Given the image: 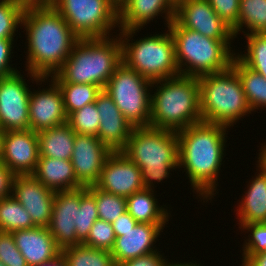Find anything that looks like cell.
Returning <instances> with one entry per match:
<instances>
[{
    "instance_id": "6da1fadb",
    "label": "cell",
    "mask_w": 266,
    "mask_h": 266,
    "mask_svg": "<svg viewBox=\"0 0 266 266\" xmlns=\"http://www.w3.org/2000/svg\"><path fill=\"white\" fill-rule=\"evenodd\" d=\"M21 26L28 40L25 71L31 81L44 84L63 66L80 38L53 7L24 10Z\"/></svg>"
},
{
    "instance_id": "7a4b0ae2",
    "label": "cell",
    "mask_w": 266,
    "mask_h": 266,
    "mask_svg": "<svg viewBox=\"0 0 266 266\" xmlns=\"http://www.w3.org/2000/svg\"><path fill=\"white\" fill-rule=\"evenodd\" d=\"M227 129L224 125L202 121L177 132L179 169L184 168L192 191L199 199L202 198V203L209 200L211 203L214 195L218 194L216 190L226 153Z\"/></svg>"
},
{
    "instance_id": "3957f363",
    "label": "cell",
    "mask_w": 266,
    "mask_h": 266,
    "mask_svg": "<svg viewBox=\"0 0 266 266\" xmlns=\"http://www.w3.org/2000/svg\"><path fill=\"white\" fill-rule=\"evenodd\" d=\"M113 36L80 38L63 66L50 78L55 83L98 85L103 90L122 63L121 41L117 34Z\"/></svg>"
},
{
    "instance_id": "277c9868",
    "label": "cell",
    "mask_w": 266,
    "mask_h": 266,
    "mask_svg": "<svg viewBox=\"0 0 266 266\" xmlns=\"http://www.w3.org/2000/svg\"><path fill=\"white\" fill-rule=\"evenodd\" d=\"M155 85V86H154ZM150 126L178 132L202 122L197 77L178 75L153 81Z\"/></svg>"
},
{
    "instance_id": "5b68a950",
    "label": "cell",
    "mask_w": 266,
    "mask_h": 266,
    "mask_svg": "<svg viewBox=\"0 0 266 266\" xmlns=\"http://www.w3.org/2000/svg\"><path fill=\"white\" fill-rule=\"evenodd\" d=\"M122 152L140 168L147 189H154V183L179 169V142L174 131L151 126L133 128Z\"/></svg>"
},
{
    "instance_id": "8992f818",
    "label": "cell",
    "mask_w": 266,
    "mask_h": 266,
    "mask_svg": "<svg viewBox=\"0 0 266 266\" xmlns=\"http://www.w3.org/2000/svg\"><path fill=\"white\" fill-rule=\"evenodd\" d=\"M168 29L174 39L175 58L180 75L201 77L229 69L236 56L233 39H213L180 27L174 20Z\"/></svg>"
},
{
    "instance_id": "52a82bcc",
    "label": "cell",
    "mask_w": 266,
    "mask_h": 266,
    "mask_svg": "<svg viewBox=\"0 0 266 266\" xmlns=\"http://www.w3.org/2000/svg\"><path fill=\"white\" fill-rule=\"evenodd\" d=\"M198 81L203 122L230 128L252 113L241 81L232 67L198 77Z\"/></svg>"
},
{
    "instance_id": "ba28073f",
    "label": "cell",
    "mask_w": 266,
    "mask_h": 266,
    "mask_svg": "<svg viewBox=\"0 0 266 266\" xmlns=\"http://www.w3.org/2000/svg\"><path fill=\"white\" fill-rule=\"evenodd\" d=\"M122 46V62L141 76L153 81L180 75L175 58L174 39L169 29L140 40L133 37L141 29H118ZM131 40V42H130Z\"/></svg>"
},
{
    "instance_id": "9c48e42d",
    "label": "cell",
    "mask_w": 266,
    "mask_h": 266,
    "mask_svg": "<svg viewBox=\"0 0 266 266\" xmlns=\"http://www.w3.org/2000/svg\"><path fill=\"white\" fill-rule=\"evenodd\" d=\"M152 84L151 80L122 62L103 90L133 128L147 127L150 126L151 118Z\"/></svg>"
},
{
    "instance_id": "30bf717a",
    "label": "cell",
    "mask_w": 266,
    "mask_h": 266,
    "mask_svg": "<svg viewBox=\"0 0 266 266\" xmlns=\"http://www.w3.org/2000/svg\"><path fill=\"white\" fill-rule=\"evenodd\" d=\"M79 38L111 37L118 8L109 0H55L53 7Z\"/></svg>"
},
{
    "instance_id": "8fae6325",
    "label": "cell",
    "mask_w": 266,
    "mask_h": 266,
    "mask_svg": "<svg viewBox=\"0 0 266 266\" xmlns=\"http://www.w3.org/2000/svg\"><path fill=\"white\" fill-rule=\"evenodd\" d=\"M24 75L17 71L0 78V129L28 130L31 90Z\"/></svg>"
},
{
    "instance_id": "7c38bea8",
    "label": "cell",
    "mask_w": 266,
    "mask_h": 266,
    "mask_svg": "<svg viewBox=\"0 0 266 266\" xmlns=\"http://www.w3.org/2000/svg\"><path fill=\"white\" fill-rule=\"evenodd\" d=\"M174 21L180 26L213 39H235L232 28L207 0H182L175 5Z\"/></svg>"
},
{
    "instance_id": "4fadbf2b",
    "label": "cell",
    "mask_w": 266,
    "mask_h": 266,
    "mask_svg": "<svg viewBox=\"0 0 266 266\" xmlns=\"http://www.w3.org/2000/svg\"><path fill=\"white\" fill-rule=\"evenodd\" d=\"M94 185L105 192L125 198L144 189L140 168L122 151L112 152L108 156L100 178Z\"/></svg>"
},
{
    "instance_id": "5bb4252c",
    "label": "cell",
    "mask_w": 266,
    "mask_h": 266,
    "mask_svg": "<svg viewBox=\"0 0 266 266\" xmlns=\"http://www.w3.org/2000/svg\"><path fill=\"white\" fill-rule=\"evenodd\" d=\"M111 153L98 137L76 133L70 161L77 180L84 187L94 185Z\"/></svg>"
},
{
    "instance_id": "9a60e30c",
    "label": "cell",
    "mask_w": 266,
    "mask_h": 266,
    "mask_svg": "<svg viewBox=\"0 0 266 266\" xmlns=\"http://www.w3.org/2000/svg\"><path fill=\"white\" fill-rule=\"evenodd\" d=\"M12 196L26 209L36 226H49L55 198L54 191L46 188L33 175H16Z\"/></svg>"
},
{
    "instance_id": "2e32d148",
    "label": "cell",
    "mask_w": 266,
    "mask_h": 266,
    "mask_svg": "<svg viewBox=\"0 0 266 266\" xmlns=\"http://www.w3.org/2000/svg\"><path fill=\"white\" fill-rule=\"evenodd\" d=\"M38 159L37 132L28 129L4 133L1 162L15 175H32L36 170Z\"/></svg>"
},
{
    "instance_id": "e0dca14e",
    "label": "cell",
    "mask_w": 266,
    "mask_h": 266,
    "mask_svg": "<svg viewBox=\"0 0 266 266\" xmlns=\"http://www.w3.org/2000/svg\"><path fill=\"white\" fill-rule=\"evenodd\" d=\"M51 80V81H48ZM49 87L33 90L29 99V122L30 129L39 132L45 129L62 125L67 122L64 109L62 91L58 85L46 77Z\"/></svg>"
},
{
    "instance_id": "ac0fdd59",
    "label": "cell",
    "mask_w": 266,
    "mask_h": 266,
    "mask_svg": "<svg viewBox=\"0 0 266 266\" xmlns=\"http://www.w3.org/2000/svg\"><path fill=\"white\" fill-rule=\"evenodd\" d=\"M79 208L80 189L55 192L51 221L47 228L60 249L81 244L77 240L75 228Z\"/></svg>"
},
{
    "instance_id": "d6986e66",
    "label": "cell",
    "mask_w": 266,
    "mask_h": 266,
    "mask_svg": "<svg viewBox=\"0 0 266 266\" xmlns=\"http://www.w3.org/2000/svg\"><path fill=\"white\" fill-rule=\"evenodd\" d=\"M95 104L100 115L97 137L112 152L122 151L133 127L104 90L97 95Z\"/></svg>"
},
{
    "instance_id": "ffe728a7",
    "label": "cell",
    "mask_w": 266,
    "mask_h": 266,
    "mask_svg": "<svg viewBox=\"0 0 266 266\" xmlns=\"http://www.w3.org/2000/svg\"><path fill=\"white\" fill-rule=\"evenodd\" d=\"M165 225L138 223L133 229L121 232V236L116 237L111 250L115 265L118 266L124 261L159 250L155 248L154 244L160 240L158 238L163 232L162 230L167 227Z\"/></svg>"
},
{
    "instance_id": "44dd1931",
    "label": "cell",
    "mask_w": 266,
    "mask_h": 266,
    "mask_svg": "<svg viewBox=\"0 0 266 266\" xmlns=\"http://www.w3.org/2000/svg\"><path fill=\"white\" fill-rule=\"evenodd\" d=\"M162 15L168 27L175 16V4L171 0H124L118 8L119 29H142Z\"/></svg>"
},
{
    "instance_id": "7402d4cb",
    "label": "cell",
    "mask_w": 266,
    "mask_h": 266,
    "mask_svg": "<svg viewBox=\"0 0 266 266\" xmlns=\"http://www.w3.org/2000/svg\"><path fill=\"white\" fill-rule=\"evenodd\" d=\"M15 244L28 266H37L54 260L61 254L47 227H33L12 232Z\"/></svg>"
},
{
    "instance_id": "603a6c76",
    "label": "cell",
    "mask_w": 266,
    "mask_h": 266,
    "mask_svg": "<svg viewBox=\"0 0 266 266\" xmlns=\"http://www.w3.org/2000/svg\"><path fill=\"white\" fill-rule=\"evenodd\" d=\"M258 172L248 181L247 189L235 211L239 228L245 224L266 223V173L257 165Z\"/></svg>"
},
{
    "instance_id": "cb8c5ba5",
    "label": "cell",
    "mask_w": 266,
    "mask_h": 266,
    "mask_svg": "<svg viewBox=\"0 0 266 266\" xmlns=\"http://www.w3.org/2000/svg\"><path fill=\"white\" fill-rule=\"evenodd\" d=\"M32 175L54 192L84 187L77 180L70 160L39 157L36 170Z\"/></svg>"
},
{
    "instance_id": "d4e9b609",
    "label": "cell",
    "mask_w": 266,
    "mask_h": 266,
    "mask_svg": "<svg viewBox=\"0 0 266 266\" xmlns=\"http://www.w3.org/2000/svg\"><path fill=\"white\" fill-rule=\"evenodd\" d=\"M154 189L144 188L126 198L127 212L138 222L168 224L171 213L166 205L159 206ZM170 215V216H169Z\"/></svg>"
},
{
    "instance_id": "484cf974",
    "label": "cell",
    "mask_w": 266,
    "mask_h": 266,
    "mask_svg": "<svg viewBox=\"0 0 266 266\" xmlns=\"http://www.w3.org/2000/svg\"><path fill=\"white\" fill-rule=\"evenodd\" d=\"M39 157L70 160L74 147L75 131L66 122L37 132Z\"/></svg>"
},
{
    "instance_id": "4316f807",
    "label": "cell",
    "mask_w": 266,
    "mask_h": 266,
    "mask_svg": "<svg viewBox=\"0 0 266 266\" xmlns=\"http://www.w3.org/2000/svg\"><path fill=\"white\" fill-rule=\"evenodd\" d=\"M231 67L237 72L252 112H257L256 109L264 110L266 108V79L243 64L236 56Z\"/></svg>"
},
{
    "instance_id": "83f0119b",
    "label": "cell",
    "mask_w": 266,
    "mask_h": 266,
    "mask_svg": "<svg viewBox=\"0 0 266 266\" xmlns=\"http://www.w3.org/2000/svg\"><path fill=\"white\" fill-rule=\"evenodd\" d=\"M239 6V20L232 28L235 38L241 31L244 35L266 33V0H240Z\"/></svg>"
},
{
    "instance_id": "f1b7e54d",
    "label": "cell",
    "mask_w": 266,
    "mask_h": 266,
    "mask_svg": "<svg viewBox=\"0 0 266 266\" xmlns=\"http://www.w3.org/2000/svg\"><path fill=\"white\" fill-rule=\"evenodd\" d=\"M68 266H116L110 251L83 244L61 249Z\"/></svg>"
},
{
    "instance_id": "f546056e",
    "label": "cell",
    "mask_w": 266,
    "mask_h": 266,
    "mask_svg": "<svg viewBox=\"0 0 266 266\" xmlns=\"http://www.w3.org/2000/svg\"><path fill=\"white\" fill-rule=\"evenodd\" d=\"M36 227L26 209L12 195L0 200V231L14 232Z\"/></svg>"
},
{
    "instance_id": "4dcf8cb0",
    "label": "cell",
    "mask_w": 266,
    "mask_h": 266,
    "mask_svg": "<svg viewBox=\"0 0 266 266\" xmlns=\"http://www.w3.org/2000/svg\"><path fill=\"white\" fill-rule=\"evenodd\" d=\"M62 91L66 115L83 108L96 101L97 95L102 91L98 85L56 83Z\"/></svg>"
},
{
    "instance_id": "1f68e13d",
    "label": "cell",
    "mask_w": 266,
    "mask_h": 266,
    "mask_svg": "<svg viewBox=\"0 0 266 266\" xmlns=\"http://www.w3.org/2000/svg\"><path fill=\"white\" fill-rule=\"evenodd\" d=\"M244 36L247 40V52H236V57L266 79V33H251Z\"/></svg>"
},
{
    "instance_id": "d6a6232c",
    "label": "cell",
    "mask_w": 266,
    "mask_h": 266,
    "mask_svg": "<svg viewBox=\"0 0 266 266\" xmlns=\"http://www.w3.org/2000/svg\"><path fill=\"white\" fill-rule=\"evenodd\" d=\"M88 192L95 198L99 219L112 223L127 212L126 198L98 189L90 185Z\"/></svg>"
},
{
    "instance_id": "836d02e7",
    "label": "cell",
    "mask_w": 266,
    "mask_h": 266,
    "mask_svg": "<svg viewBox=\"0 0 266 266\" xmlns=\"http://www.w3.org/2000/svg\"><path fill=\"white\" fill-rule=\"evenodd\" d=\"M99 219L95 198L88 192V187L80 188V208L78 211L76 235L83 244L90 233L94 222Z\"/></svg>"
},
{
    "instance_id": "e575fe53",
    "label": "cell",
    "mask_w": 266,
    "mask_h": 266,
    "mask_svg": "<svg viewBox=\"0 0 266 266\" xmlns=\"http://www.w3.org/2000/svg\"><path fill=\"white\" fill-rule=\"evenodd\" d=\"M67 123L77 134L98 135L100 115L95 102L85 105L83 108L70 113Z\"/></svg>"
},
{
    "instance_id": "d590c367",
    "label": "cell",
    "mask_w": 266,
    "mask_h": 266,
    "mask_svg": "<svg viewBox=\"0 0 266 266\" xmlns=\"http://www.w3.org/2000/svg\"><path fill=\"white\" fill-rule=\"evenodd\" d=\"M24 10L14 0H0V39H14Z\"/></svg>"
},
{
    "instance_id": "8d00e7d4",
    "label": "cell",
    "mask_w": 266,
    "mask_h": 266,
    "mask_svg": "<svg viewBox=\"0 0 266 266\" xmlns=\"http://www.w3.org/2000/svg\"><path fill=\"white\" fill-rule=\"evenodd\" d=\"M115 234L110 222L97 219L90 229L89 236L83 245L110 251L115 243Z\"/></svg>"
},
{
    "instance_id": "74e56055",
    "label": "cell",
    "mask_w": 266,
    "mask_h": 266,
    "mask_svg": "<svg viewBox=\"0 0 266 266\" xmlns=\"http://www.w3.org/2000/svg\"><path fill=\"white\" fill-rule=\"evenodd\" d=\"M240 229L248 238L242 245V257H251L258 253H266V223L245 224ZM247 230V232L245 231Z\"/></svg>"
},
{
    "instance_id": "f35d334b",
    "label": "cell",
    "mask_w": 266,
    "mask_h": 266,
    "mask_svg": "<svg viewBox=\"0 0 266 266\" xmlns=\"http://www.w3.org/2000/svg\"><path fill=\"white\" fill-rule=\"evenodd\" d=\"M0 261L5 266H28L10 232L0 231Z\"/></svg>"
},
{
    "instance_id": "ab89813d",
    "label": "cell",
    "mask_w": 266,
    "mask_h": 266,
    "mask_svg": "<svg viewBox=\"0 0 266 266\" xmlns=\"http://www.w3.org/2000/svg\"><path fill=\"white\" fill-rule=\"evenodd\" d=\"M215 13L231 28L239 20L240 0H207Z\"/></svg>"
},
{
    "instance_id": "60d3db41",
    "label": "cell",
    "mask_w": 266,
    "mask_h": 266,
    "mask_svg": "<svg viewBox=\"0 0 266 266\" xmlns=\"http://www.w3.org/2000/svg\"><path fill=\"white\" fill-rule=\"evenodd\" d=\"M14 39H0V78L17 72L13 64L10 63L14 49ZM12 65V66H11Z\"/></svg>"
},
{
    "instance_id": "b9f144b4",
    "label": "cell",
    "mask_w": 266,
    "mask_h": 266,
    "mask_svg": "<svg viewBox=\"0 0 266 266\" xmlns=\"http://www.w3.org/2000/svg\"><path fill=\"white\" fill-rule=\"evenodd\" d=\"M160 252L156 251L144 256L130 259L122 262L118 266H168L171 262L168 261Z\"/></svg>"
},
{
    "instance_id": "7bdbcfd3",
    "label": "cell",
    "mask_w": 266,
    "mask_h": 266,
    "mask_svg": "<svg viewBox=\"0 0 266 266\" xmlns=\"http://www.w3.org/2000/svg\"><path fill=\"white\" fill-rule=\"evenodd\" d=\"M15 174L0 161V200L12 195Z\"/></svg>"
},
{
    "instance_id": "ee69618b",
    "label": "cell",
    "mask_w": 266,
    "mask_h": 266,
    "mask_svg": "<svg viewBox=\"0 0 266 266\" xmlns=\"http://www.w3.org/2000/svg\"><path fill=\"white\" fill-rule=\"evenodd\" d=\"M111 224L115 237H120L121 232H126L129 229H133L138 224V222L128 212H125Z\"/></svg>"
},
{
    "instance_id": "f6af8a7d",
    "label": "cell",
    "mask_w": 266,
    "mask_h": 266,
    "mask_svg": "<svg viewBox=\"0 0 266 266\" xmlns=\"http://www.w3.org/2000/svg\"><path fill=\"white\" fill-rule=\"evenodd\" d=\"M23 10L54 7L55 0H14Z\"/></svg>"
},
{
    "instance_id": "bcb514c9",
    "label": "cell",
    "mask_w": 266,
    "mask_h": 266,
    "mask_svg": "<svg viewBox=\"0 0 266 266\" xmlns=\"http://www.w3.org/2000/svg\"><path fill=\"white\" fill-rule=\"evenodd\" d=\"M241 259H243L241 266H266V253H258Z\"/></svg>"
},
{
    "instance_id": "7dc6e473",
    "label": "cell",
    "mask_w": 266,
    "mask_h": 266,
    "mask_svg": "<svg viewBox=\"0 0 266 266\" xmlns=\"http://www.w3.org/2000/svg\"><path fill=\"white\" fill-rule=\"evenodd\" d=\"M261 149L259 150L260 152L258 153V160L256 161L259 165L260 168L266 173V143L264 142V144H261Z\"/></svg>"
},
{
    "instance_id": "c3c4849f",
    "label": "cell",
    "mask_w": 266,
    "mask_h": 266,
    "mask_svg": "<svg viewBox=\"0 0 266 266\" xmlns=\"http://www.w3.org/2000/svg\"><path fill=\"white\" fill-rule=\"evenodd\" d=\"M37 266H68L65 259L62 257V255L60 254L57 258H55L54 260H51L49 262L46 263H42L40 265Z\"/></svg>"
},
{
    "instance_id": "681fc988",
    "label": "cell",
    "mask_w": 266,
    "mask_h": 266,
    "mask_svg": "<svg viewBox=\"0 0 266 266\" xmlns=\"http://www.w3.org/2000/svg\"><path fill=\"white\" fill-rule=\"evenodd\" d=\"M195 261L193 262H177L176 261L173 263H170L168 266H202L201 264H197L196 262L194 263Z\"/></svg>"
},
{
    "instance_id": "f907efd6",
    "label": "cell",
    "mask_w": 266,
    "mask_h": 266,
    "mask_svg": "<svg viewBox=\"0 0 266 266\" xmlns=\"http://www.w3.org/2000/svg\"><path fill=\"white\" fill-rule=\"evenodd\" d=\"M4 131L0 129V161L2 160L3 155V139H4Z\"/></svg>"
},
{
    "instance_id": "816d5d0a",
    "label": "cell",
    "mask_w": 266,
    "mask_h": 266,
    "mask_svg": "<svg viewBox=\"0 0 266 266\" xmlns=\"http://www.w3.org/2000/svg\"><path fill=\"white\" fill-rule=\"evenodd\" d=\"M111 1L117 8H119L122 4L124 0H109Z\"/></svg>"
},
{
    "instance_id": "f5cc1de1",
    "label": "cell",
    "mask_w": 266,
    "mask_h": 266,
    "mask_svg": "<svg viewBox=\"0 0 266 266\" xmlns=\"http://www.w3.org/2000/svg\"><path fill=\"white\" fill-rule=\"evenodd\" d=\"M175 5L182 0H171Z\"/></svg>"
}]
</instances>
